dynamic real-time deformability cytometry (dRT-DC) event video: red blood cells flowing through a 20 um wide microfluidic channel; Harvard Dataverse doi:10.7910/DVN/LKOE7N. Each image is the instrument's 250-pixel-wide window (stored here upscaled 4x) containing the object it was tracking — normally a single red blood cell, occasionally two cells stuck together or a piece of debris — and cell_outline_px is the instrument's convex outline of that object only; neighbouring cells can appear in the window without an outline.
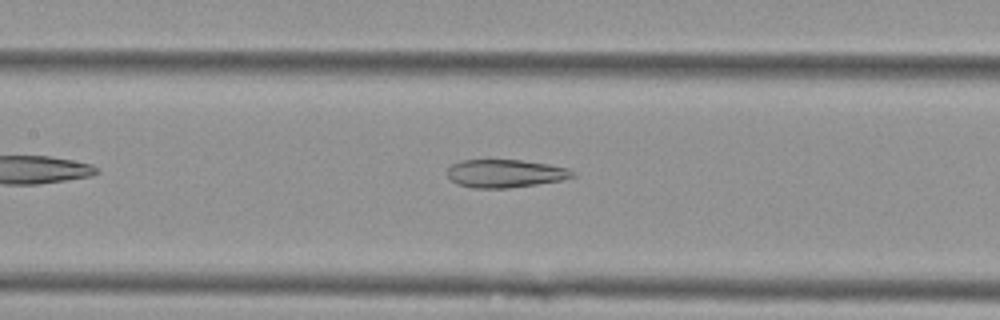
{"species": "Egyptian fruit bat (a non-hibernating species)", "species_latin": "Rousettus aegyptiacus", "temperature_condition": "cold", "stored_images_in_passage": 42, "camera_frame_rate_fps": 3000, "um_per_image_px": 0.085, "animal": {"sex": "female"}, "frame": {"image": 1, "passage_image": 12, "time_ms": 3.667, "image_size_px": [1000, 320], "cell_outline_px": [[576, 176], [560, 180], [536, 184], [508, 188], [472, 188], [456, 184], [448, 176], [448, 168], [452, 164], [460, 160], [488, 156], [520, 160], [548, 164], [568, 168], [576, 172]], "centroid_in_image_um": [42.89, 14.69], "position_along_channel_um": 164.5, "area_um2": 21.33}}
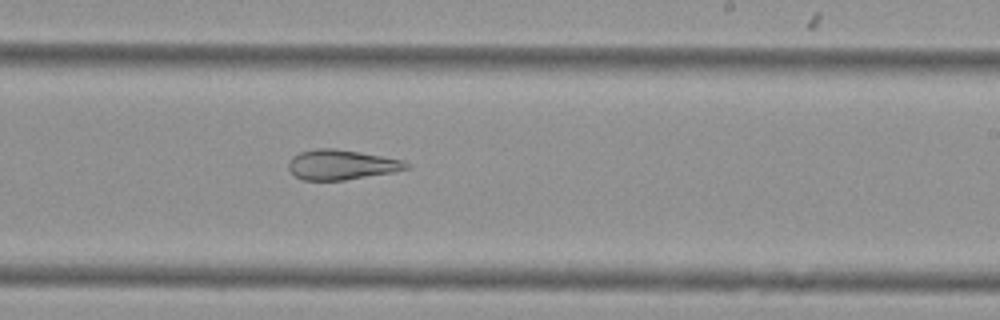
{"frame": {"image": 2, "passage_image": 20, "time_ms": 6.333, "image_size_px": [1000, 320], "cell_outline_px": [[412, 168], [396, 172], [344, 180], [304, 180], [296, 176], [288, 168], [288, 160], [292, 156], [300, 152], [316, 148], [336, 148], [360, 152], [404, 160], [412, 164]], "centroid_in_image_um": [29.08, 13.99], "position_along_channel_um": 259.9, "area_um2": 20.87}}
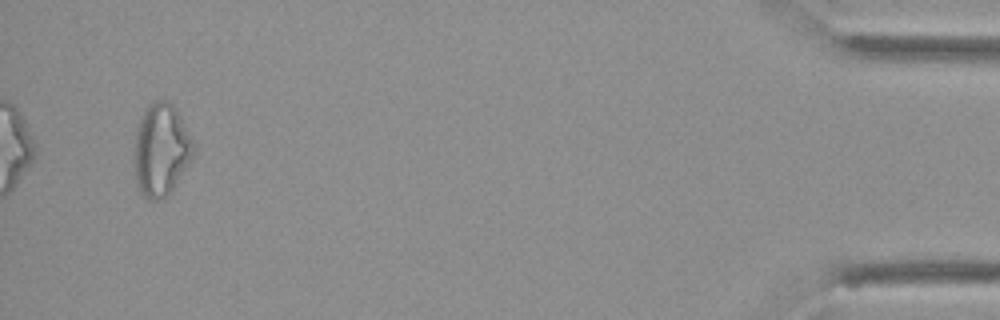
{"frame": {"image": 3, "passage_image": 40, "time_ms": 13.0, "image_size_px": [1000, 320], "cell_outline_px": [[196, 152], [192, 160], [168, 196], [160, 200], [152, 200], [144, 196], [140, 192], [136, 184], [132, 160], [132, 156], [136, 128], [140, 116], [144, 108], [152, 100], [164, 100], [172, 104], [176, 108], [196, 144]], "centroid_in_image_um": [13.68, 12.73], "position_along_channel_um": 421.5, "area_um2": 33.12}, "authors_computed_cell_mechanics": {"area_um2": 23.0911, "velocity_mm_per_s": 3.6033, "shape_relaxation_time_tau1_ms": null, "shape_relaxation_time_tau2_ms": 3.6386, "deformation_change_tau1": null, "deformation_change_tau2": 0.1231}}